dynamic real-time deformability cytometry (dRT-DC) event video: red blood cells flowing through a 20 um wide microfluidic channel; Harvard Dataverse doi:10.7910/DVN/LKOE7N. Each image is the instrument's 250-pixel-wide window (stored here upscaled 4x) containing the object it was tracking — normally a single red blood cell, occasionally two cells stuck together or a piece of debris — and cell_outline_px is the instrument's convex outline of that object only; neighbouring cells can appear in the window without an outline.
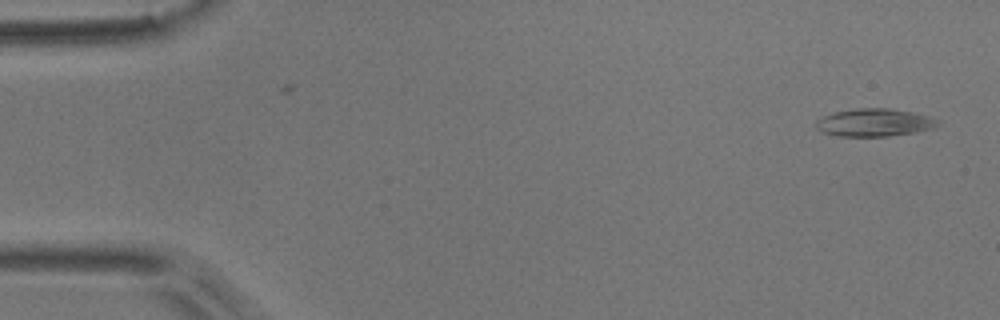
{"species": "common noctule bat (a hibernating species)", "species_latin": "Nyctalus noctula", "temperature_condition": "room temperature", "stored_images_in_passage": 7, "camera_frame_rate_fps": 3000, "um_per_image_px": 0.085, "animal": {"sex": "male", "body_mass_g": 17.9}, "frame": {"image": 1, "passage_image": 1, "time_ms": 0.0, "image_size_px": [1000, 320], "cell_outline_px": [[940, 124], [936, 128], [916, 132], [888, 136], [836, 136], [824, 132], [816, 128], [816, 120], [832, 112], [856, 108], [888, 108], [912, 112], [928, 116], [936, 120]], "centroid_in_image_um": [74.32, 10.41], "position_along_channel_um": 10.7, "area_um2": 19.71}}
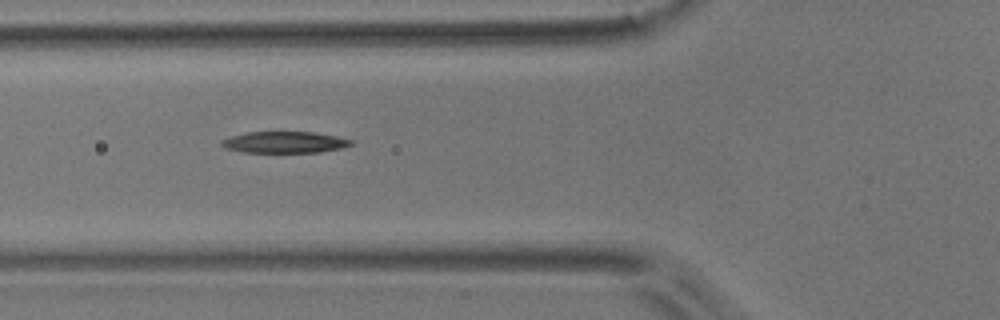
{"frame": {"image": 2, "passage_image": 6, "time_ms": 1.667, "image_size_px": [1000, 320], "cell_outline_px": [[352, 144], [340, 148], [320, 152], [244, 152], [228, 148], [220, 144], [220, 140], [232, 136], [248, 132], [312, 132], [336, 136], [352, 140]], "centroid_in_image_um": [24.18, 12.09], "position_along_channel_um": 101.6, "area_um2": 15.9}}
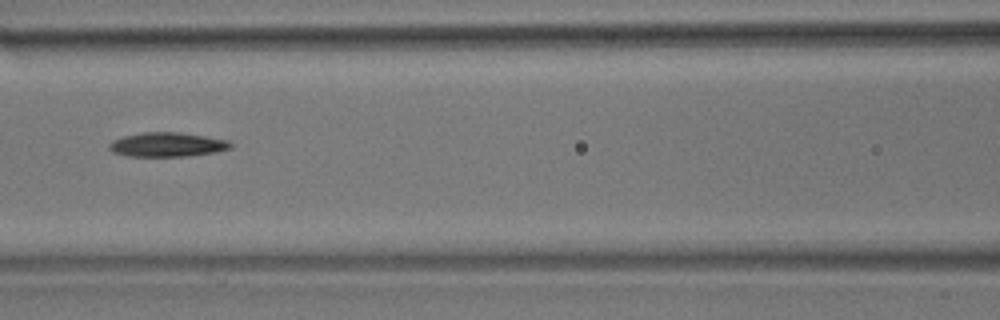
{"frame": {"image": 3, "passage_image": 7, "time_ms": 2.0, "image_size_px": [1000, 320], "cell_outline_px": [[232, 148], [216, 152], [188, 156], [128, 156], [112, 152], [108, 148], [108, 144], [112, 140], [124, 136], [144, 132], [180, 132], [228, 140], [232, 144]], "centroid_in_image_um": [14.2, 12.29], "position_along_channel_um": 152.4, "area_um2": 17.22}}